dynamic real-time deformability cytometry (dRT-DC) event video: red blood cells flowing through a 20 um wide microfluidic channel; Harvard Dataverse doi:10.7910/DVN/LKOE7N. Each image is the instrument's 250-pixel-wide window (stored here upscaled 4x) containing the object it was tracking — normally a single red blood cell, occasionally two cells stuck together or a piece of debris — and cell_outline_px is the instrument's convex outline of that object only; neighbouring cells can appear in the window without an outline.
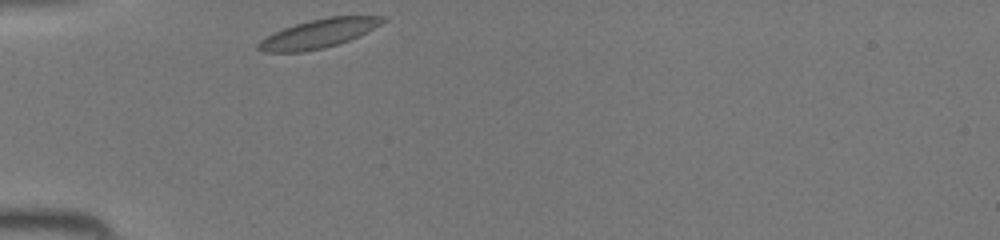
{"species": "common noctule bat (a hibernating species)", "species_latin": "Nyctalus noctula", "temperature_condition": "room temperature", "stored_images_in_passage": 25, "camera_frame_rate_fps": 3000, "um_per_image_px": 0.085, "animal": {"sex": "female", "body_mass_g": 19.5, "forearm_length_mm": 54.1}, "frame": {"image": 1, "passage_image": 1, "time_ms": 0.0, "image_size_px": [1000, 240], "cell_outline_px": [[388, 20], [348, 40], [324, 48], [304, 52], [264, 52], [256, 48], [256, 44], [260, 40], [284, 28], [308, 20], [328, 16], [384, 16]], "centroid_in_image_um": [27.04, 2.85], "position_along_channel_um": 58.0, "area_um2": 20.58}}
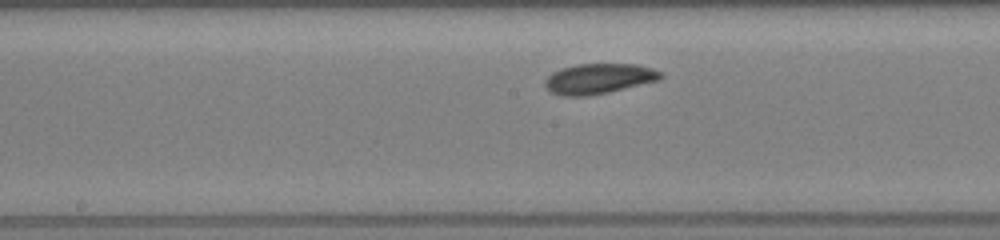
{"frame": {"image": 2, "passage_image": 11, "time_ms": 3.333, "image_size_px": [1000, 240], "cell_outline_px": [[664, 76], [660, 80], [608, 92], [588, 96], [560, 96], [552, 92], [544, 84], [544, 80], [552, 72], [560, 68], [576, 64], [636, 64], [652, 68], [660, 72]], "centroid_in_image_um": [50.88, 6.68], "position_along_channel_um": 197.3, "area_um2": 20.46}}
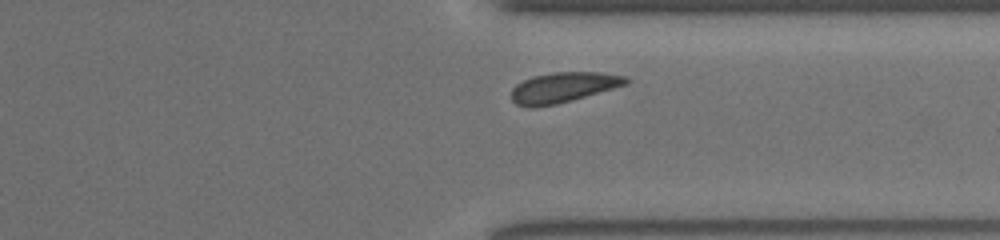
{"frame": {"image": 3, "passage_image": 22, "time_ms": 7.0, "image_size_px": [1000, 240], "cell_outline_px": [[628, 84], [572, 100], [556, 104], [532, 108], [528, 108], [516, 104], [512, 100], [512, 88], [516, 84], [532, 76], [552, 72], [600, 72], [628, 76]], "centroid_in_image_um": [47.87, 7.43], "position_along_channel_um": 363.5, "area_um2": 20.29}}